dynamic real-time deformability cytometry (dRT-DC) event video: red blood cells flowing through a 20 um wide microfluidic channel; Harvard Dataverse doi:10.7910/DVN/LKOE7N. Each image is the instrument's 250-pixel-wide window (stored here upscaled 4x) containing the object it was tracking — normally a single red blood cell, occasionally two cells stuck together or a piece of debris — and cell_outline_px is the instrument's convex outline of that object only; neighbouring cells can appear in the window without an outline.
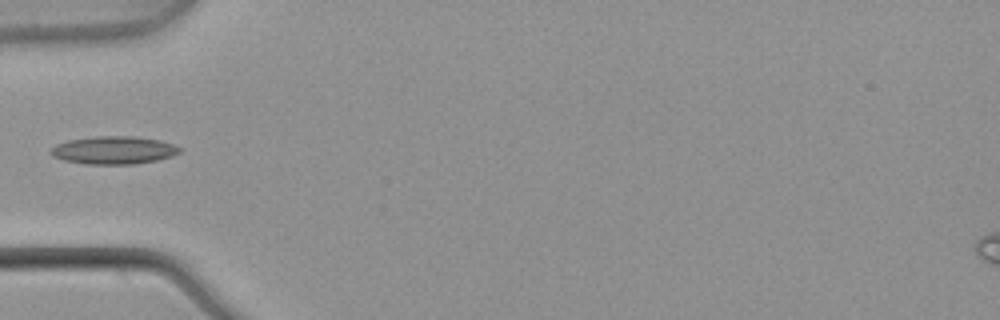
{"species": "common noctule bat (a hibernating species)", "species_latin": "Nyctalus noctula", "temperature_condition": "warm", "stored_images_in_passage": 3, "camera_frame_rate_fps": 3000, "um_per_image_px": 0.085, "animal": {"sex": "male", "body_mass_g": 21.5, "forearm_length_mm": 52.0}, "frame": {"image": 1, "passage_image": 2, "time_ms": 0.333, "image_size_px": [1000, 320], "cell_outline_px": [[184, 148], [180, 152], [172, 156], [156, 160], [132, 164], [84, 164], [64, 160], [52, 156], [48, 152], [56, 144], [68, 140], [96, 136], [132, 136], [160, 140]], "centroid_in_image_um": [9.66, 12.76], "position_along_channel_um": 75.3, "area_um2": 20.98}}
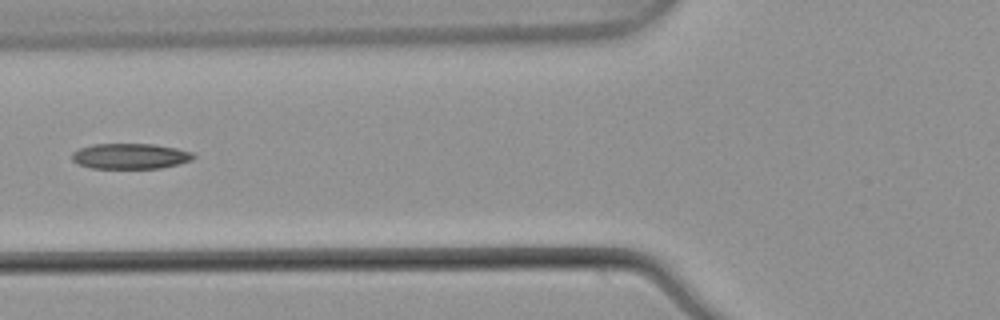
{"frame": {"image": 2, "passage_image": 3, "time_ms": 0.667, "image_size_px": [1000, 320], "cell_outline_px": [[196, 156], [192, 160], [180, 164], [160, 168], [92, 168], [76, 164], [72, 160], [72, 152], [80, 148], [92, 144], [156, 144], [196, 152]], "centroid_in_image_um": [11.11, 13.27], "position_along_channel_um": 114.7, "area_um2": 18.32}}